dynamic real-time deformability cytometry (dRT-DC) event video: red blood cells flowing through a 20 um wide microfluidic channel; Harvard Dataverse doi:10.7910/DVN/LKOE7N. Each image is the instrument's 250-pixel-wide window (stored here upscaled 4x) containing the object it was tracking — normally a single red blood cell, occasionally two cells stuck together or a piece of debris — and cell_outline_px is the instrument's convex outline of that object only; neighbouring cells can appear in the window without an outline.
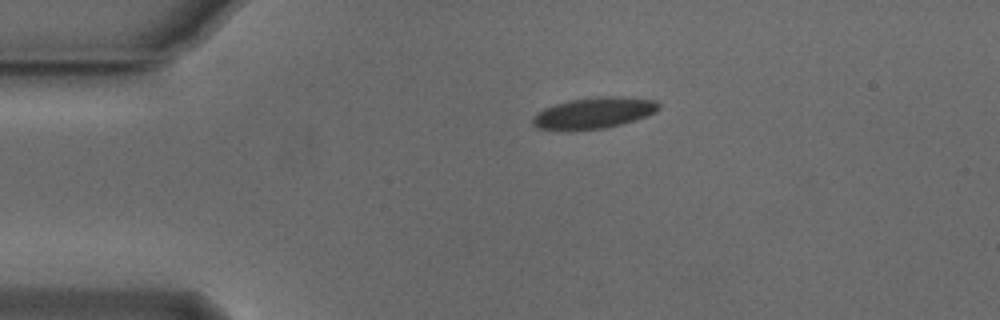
{"species": "Egyptian fruit bat (a non-hibernating species)", "species_latin": "Rousettus aegyptiacus", "temperature_condition": "cold", "stored_images_in_passage": 43, "camera_frame_rate_fps": 3000, "um_per_image_px": 0.085, "animal": {"sex": "male"}, "frame": {"image": 1, "passage_image": 1, "time_ms": 0.0, "image_size_px": [1000, 320], "cell_outline_px": [[660, 108], [656, 112], [636, 120], [604, 128], [564, 132], [536, 128], [532, 124], [532, 116], [536, 112], [544, 108], [568, 100], [596, 96], [620, 96], [656, 100], [660, 104]], "centroid_in_image_um": [50.43, 9.61], "position_along_channel_um": 34.6, "area_um2": 23.52}}
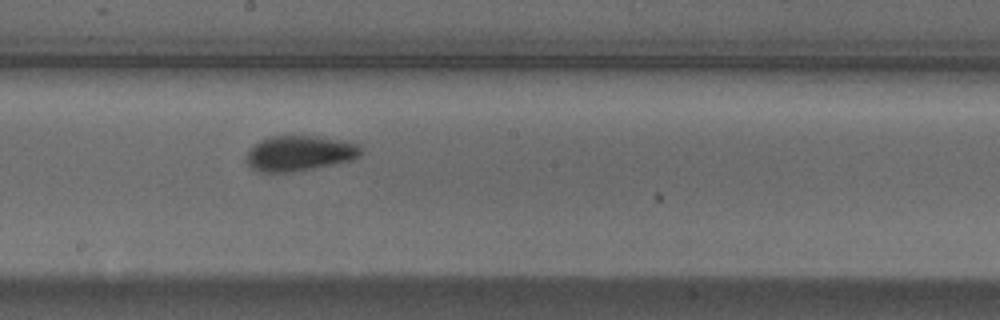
{"frame": {"image": 2, "passage_image": 19, "time_ms": 6.0, "image_size_px": [1000, 320], "cell_outline_px": [[364, 152], [360, 156], [352, 160], [312, 168], [288, 172], [260, 172], [252, 168], [248, 164], [248, 152], [260, 140], [272, 136], [320, 136], [352, 140], [360, 144]], "centroid_in_image_um": [25.58, 13.0], "position_along_channel_um": 222.6, "area_um2": 23.7}}
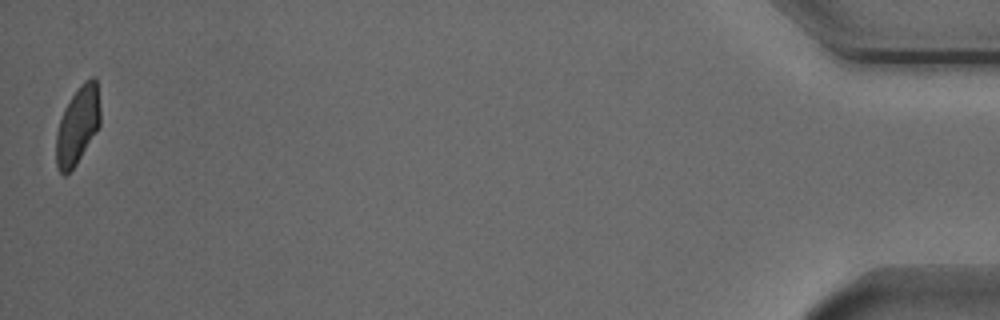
{"frame": {"image": 3, "passage_image": 43, "time_ms": 14.0, "image_size_px": [1000, 320], "cell_outline_px": [[100, 124], [76, 164], [64, 176], [56, 168], [56, 132], [64, 108], [72, 96], [84, 80], [92, 76], [96, 76], [100, 108]], "centroid_in_image_um": [6.59, 10.63], "position_along_channel_um": 428.6, "area_um2": 19.83}, "authors_computed_cell_mechanics": {"area_um2": 22.7732, "velocity_mm_per_s": 3.8085, "shape_relaxation_time_tau1_ms": null, "shape_relaxation_time_tau2_ms": 2.8636, "deformation_change_tau1": null, "deformation_change_tau2": 0.0577}}